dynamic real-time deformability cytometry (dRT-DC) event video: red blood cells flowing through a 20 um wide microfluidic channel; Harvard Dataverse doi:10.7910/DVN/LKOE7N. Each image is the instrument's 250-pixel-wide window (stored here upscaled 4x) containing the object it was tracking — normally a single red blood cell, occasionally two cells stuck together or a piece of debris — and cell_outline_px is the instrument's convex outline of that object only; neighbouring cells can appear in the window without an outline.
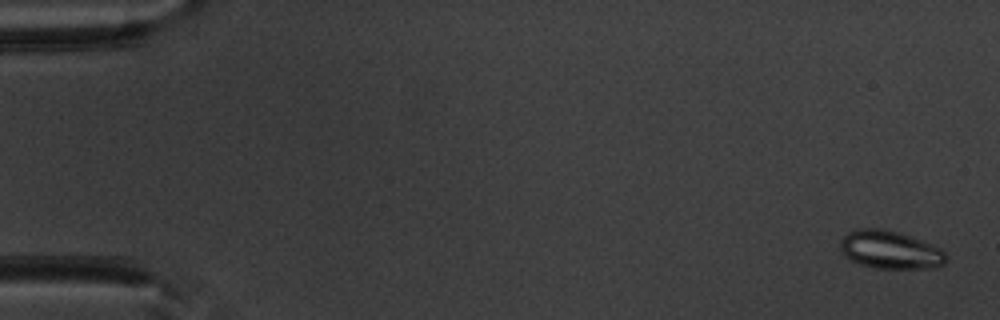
{"species": "common noctule bat (a hibernating species)", "species_latin": "Nyctalus noctula", "temperature_condition": "warm", "stored_images_in_passage": 52, "camera_frame_rate_fps": 3000, "um_per_image_px": 0.085, "animal": {"sex": "male", "body_mass_g": 20.1, "forearm_length_mm": 53.5}, "frame": {"image": 1, "passage_image": 2, "time_ms": 0.333, "image_size_px": [1000, 320], "cell_outline_px": [[948, 260], [944, 264], [936, 268], [876, 268], [860, 264], [852, 260], [840, 248], [840, 240], [848, 232], [856, 228], [880, 228], [900, 232], [940, 248], [948, 256]], "centroid_in_image_um": [75.69, 21.23], "position_along_channel_um": 9.3, "area_um2": 23.41}}
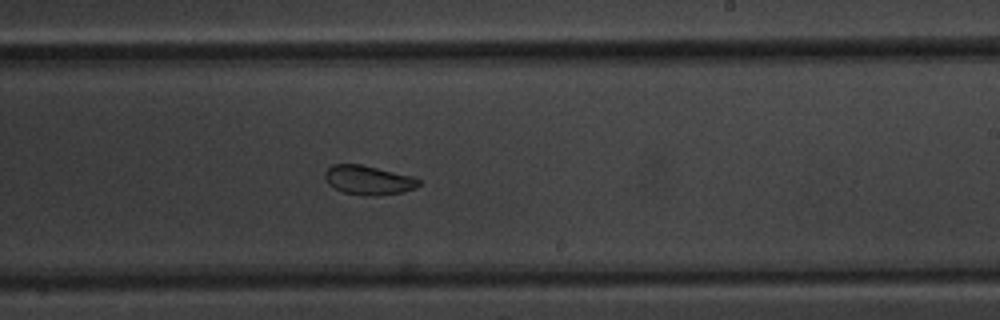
{"frame": {"image": 2, "passage_image": 32, "time_ms": 10.333, "image_size_px": [1000, 320], "cell_outline_px": [[420, 184], [416, 188], [404, 192], [376, 196], [364, 196], [344, 192], [332, 188], [324, 180], [324, 172], [332, 164], [360, 164], [412, 176], [420, 180]], "centroid_in_image_um": [31.28, 15.32], "position_along_channel_um": 257.7, "area_um2": 16.18}}
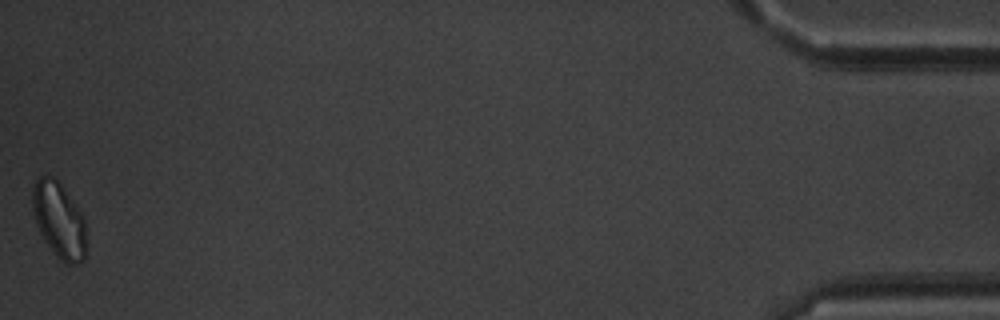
{"frame": {"image": 3, "passage_image": 52, "time_ms": 17.0, "image_size_px": [1000, 320], "cell_outline_px": [[84, 260], [76, 264], [64, 264], [56, 256], [44, 240], [36, 224], [32, 208], [32, 188], [36, 180], [40, 176], [52, 176], [60, 184], [76, 204], [84, 220]], "centroid_in_image_um": [4.98, 18.71], "position_along_channel_um": 430.2, "area_um2": 23.41}, "authors_computed_cell_mechanics": {"area_um2": 21.097, "velocity_mm_per_s": 3.9472, "shape_relaxation_time_tau1_ms": 2.987, "shape_relaxation_time_tau2_ms": 3.2453, "deformation_change_tau1": 0.0745, "deformation_change_tau2": 0.0533}}